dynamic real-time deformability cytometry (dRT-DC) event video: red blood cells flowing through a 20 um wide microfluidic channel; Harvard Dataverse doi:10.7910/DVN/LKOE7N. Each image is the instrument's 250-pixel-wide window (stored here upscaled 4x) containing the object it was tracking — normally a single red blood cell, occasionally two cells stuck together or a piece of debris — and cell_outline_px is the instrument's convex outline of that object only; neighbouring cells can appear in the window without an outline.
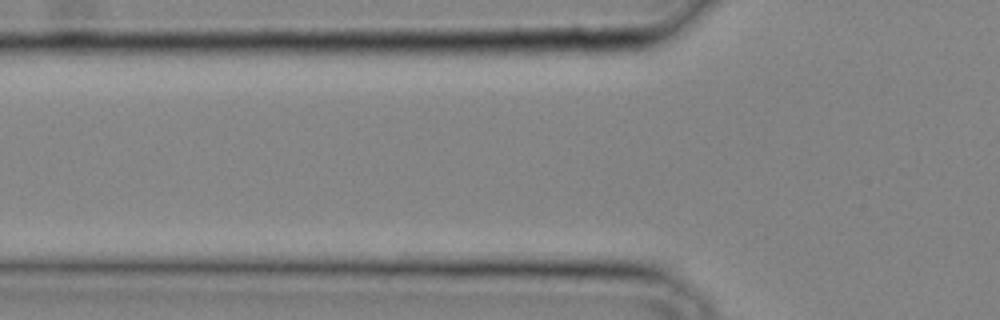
{"species": "common noctule bat (a hibernating species)", "species_latin": "Nyctalus noctula", "temperature_condition": "cold", "stored_images_in_passage": 3, "camera_frame_rate_fps": 3000, "um_per_image_px": 0.085, "animal": {"sex": "male", "body_mass_g": 20.4}, "frame": {"image": 1, "passage_image": 2, "time_ms": 0.333, "image_size_px": [1000, 320], "cell_outline_px": [[432, 272], [388, 276], [324, 272], [312, 268], [336, 260], [420, 260], [432, 268]], "centroid_in_image_um": [31.94, 22.72], "position_along_channel_um": 93.9, "area_um2": 10.75}}